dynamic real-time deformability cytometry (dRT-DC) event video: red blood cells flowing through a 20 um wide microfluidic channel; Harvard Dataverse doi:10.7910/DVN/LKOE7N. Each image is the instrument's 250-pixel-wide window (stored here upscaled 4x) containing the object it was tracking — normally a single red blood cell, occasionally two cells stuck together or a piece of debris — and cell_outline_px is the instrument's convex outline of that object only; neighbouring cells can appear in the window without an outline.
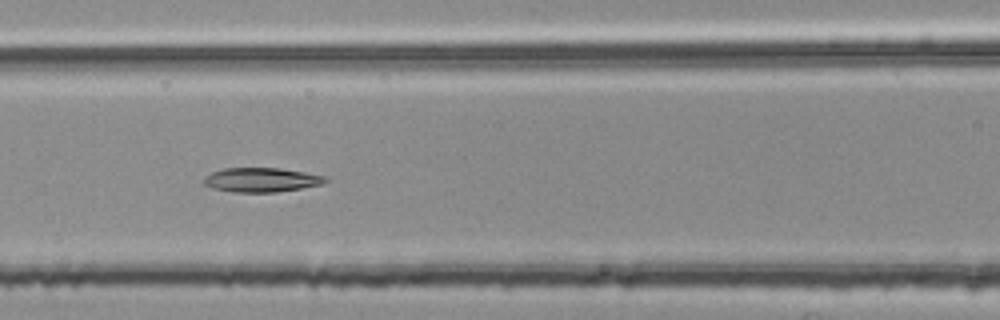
{"species": "common noctule bat (a hibernating species)", "species_latin": "Nyctalus noctula", "temperature_condition": "room temperature", "stored_images_in_passage": 7, "camera_frame_rate_fps": 3000, "um_per_image_px": 0.085, "animal": {"sex": "female", "body_mass_g": 25.1}, "frame": {"image": 1, "passage_image": 7, "time_ms": 2.0, "image_size_px": [1000, 320], "cell_outline_px": [[328, 180], [324, 184], [276, 192], [236, 192], [212, 188], [204, 184], [204, 176], [212, 172], [224, 168], [280, 168], [328, 176]], "centroid_in_image_um": [22.24, 15.28], "position_along_channel_um": 144.4, "area_um2": 17.22}}